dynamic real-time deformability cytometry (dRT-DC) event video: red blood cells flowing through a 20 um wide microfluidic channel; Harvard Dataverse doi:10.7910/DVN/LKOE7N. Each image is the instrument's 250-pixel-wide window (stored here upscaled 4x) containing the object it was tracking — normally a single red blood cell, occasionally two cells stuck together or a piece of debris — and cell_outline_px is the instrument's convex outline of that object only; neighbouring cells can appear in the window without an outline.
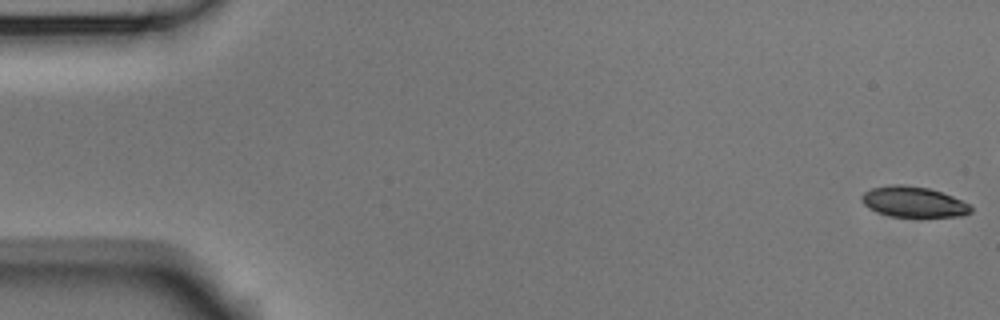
{"species": "Egyptian fruit bat (a non-hibernating species)", "species_latin": "Rousettus aegyptiacus", "temperature_condition": "room temperature", "stored_images_in_passage": 7, "camera_frame_rate_fps": 3000, "um_per_image_px": 0.085, "animal": {"sex": "male"}, "frame": {"image": 1, "passage_image": 1, "time_ms": 0.0, "image_size_px": [1000, 320], "cell_outline_px": [[972, 212], [964, 216], [888, 216], [868, 208], [860, 200], [860, 196], [864, 192], [872, 188], [892, 184], [904, 184], [928, 188], [952, 196], [968, 204], [972, 208]], "centroid_in_image_um": [77.61, 17.15], "position_along_channel_um": 7.4, "area_um2": 19.36}}
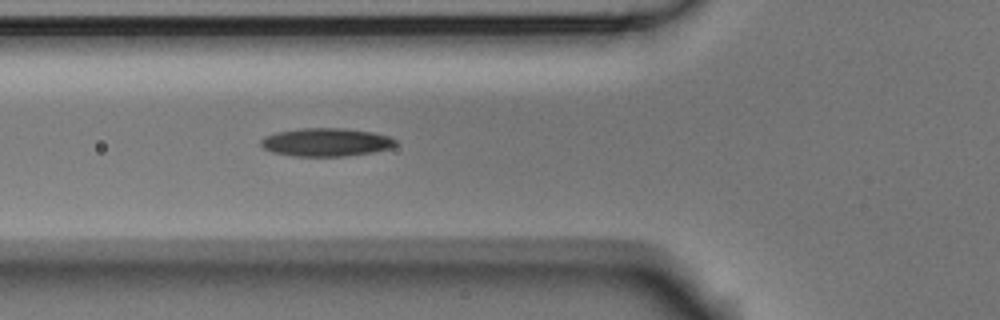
{"frame": {"image": 2, "passage_image": 7, "time_ms": 2.0, "image_size_px": [1000, 320], "cell_outline_px": [[396, 144], [392, 148], [372, 152], [344, 156], [292, 156], [272, 152], [264, 148], [260, 144], [260, 140], [264, 136], [276, 132], [300, 128], [344, 128], [372, 132], [388, 136], [396, 140]], "centroid_in_image_um": [27.69, 12.08], "position_along_channel_um": 98.1, "area_um2": 22.2}}